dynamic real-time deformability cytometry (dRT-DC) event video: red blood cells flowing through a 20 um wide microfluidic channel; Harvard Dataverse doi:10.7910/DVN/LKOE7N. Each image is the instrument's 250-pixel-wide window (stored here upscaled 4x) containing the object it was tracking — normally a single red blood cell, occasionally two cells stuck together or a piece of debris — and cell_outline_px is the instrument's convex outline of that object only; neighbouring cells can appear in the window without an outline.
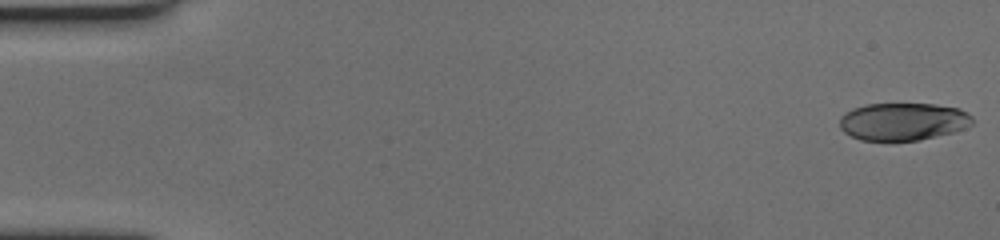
{"species": "human", "species_latin": "Homo sapiens", "temperature_condition": "cold", "stored_images_in_passage": 60, "camera_frame_rate_fps": 3000, "um_per_image_px": 0.085, "donor": {"sex": "female"}, "frame": {"image": 1, "passage_image": 1, "time_ms": 0.0, "image_size_px": [1000, 240], "cell_outline_px": [[972, 124], [964, 128], [952, 132], [920, 140], [860, 140], [844, 132], [840, 128], [840, 116], [844, 112], [852, 108], [864, 104], [936, 104], [960, 108], [968, 112], [972, 116]], "centroid_in_image_um": [76.75, 10.32], "position_along_channel_um": 8.3, "area_um2": 29.19}}
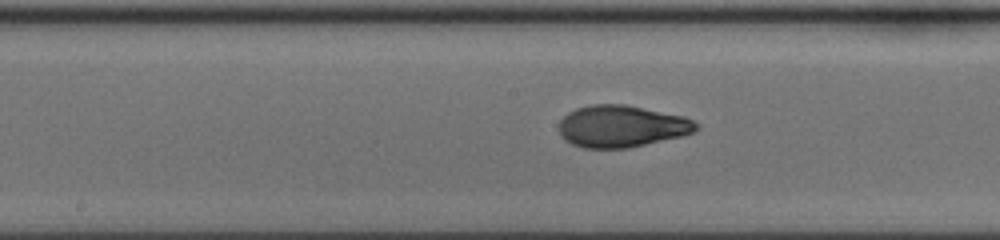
{"frame": {"image": 2, "passage_image": 31, "time_ms": 10.0, "image_size_px": [1000, 240], "cell_outline_px": [[700, 128], [696, 132], [680, 136], [628, 148], [584, 148], [572, 144], [564, 140], [560, 136], [560, 120], [568, 112], [576, 108], [592, 104], [624, 104], [684, 116], [700, 124]], "centroid_in_image_um": [52.84, 10.73], "position_along_channel_um": 195.4, "area_um2": 33.58}}
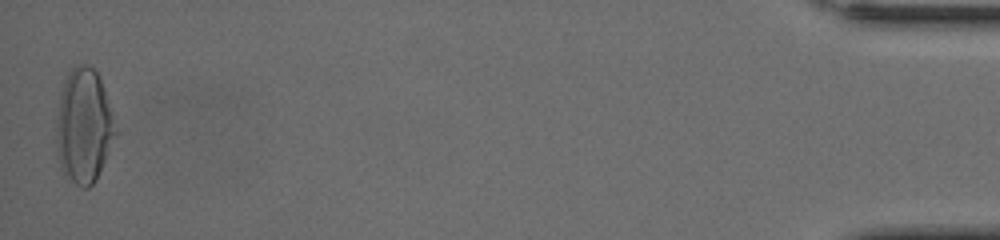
{"frame": {"image": 3, "passage_image": 59, "time_ms": 19.333, "image_size_px": [1000, 240], "cell_outline_px": [[116, 132], [108, 152], [96, 180], [88, 188], [80, 188], [60, 168], [56, 148], [56, 128], [60, 92], [64, 80], [68, 72], [76, 64], [88, 64], [96, 72], [100, 80], [112, 112]], "centroid_in_image_um": [7.09, 10.7], "position_along_channel_um": 428.1, "area_um2": 39.07}, "authors_computed_cell_mechanics": {"area_um2": 33.2061, "velocity_mm_per_s": 3.4896, "shape_relaxation_time_tau1_ms": 5.4942, "shape_relaxation_time_tau2_ms": 1.3618, "deformation_change_tau1": 0.2126, "deformation_change_tau2": 0.0657}}